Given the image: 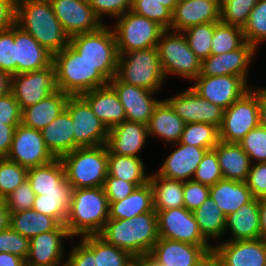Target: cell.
I'll use <instances>...</instances> for the list:
<instances>
[{"mask_svg":"<svg viewBox=\"0 0 266 266\" xmlns=\"http://www.w3.org/2000/svg\"><path fill=\"white\" fill-rule=\"evenodd\" d=\"M15 24L52 54L69 44L70 37L55 16L49 0H16Z\"/></svg>","mask_w":266,"mask_h":266,"instance_id":"6da1fadb","label":"cell"},{"mask_svg":"<svg viewBox=\"0 0 266 266\" xmlns=\"http://www.w3.org/2000/svg\"><path fill=\"white\" fill-rule=\"evenodd\" d=\"M98 235L132 257L149 255L159 239L157 213L145 212L130 219L108 220Z\"/></svg>","mask_w":266,"mask_h":266,"instance_id":"7a4b0ae2","label":"cell"},{"mask_svg":"<svg viewBox=\"0 0 266 266\" xmlns=\"http://www.w3.org/2000/svg\"><path fill=\"white\" fill-rule=\"evenodd\" d=\"M109 220L103 187L73 189L65 227L72 237L97 235Z\"/></svg>","mask_w":266,"mask_h":266,"instance_id":"3957f363","label":"cell"},{"mask_svg":"<svg viewBox=\"0 0 266 266\" xmlns=\"http://www.w3.org/2000/svg\"><path fill=\"white\" fill-rule=\"evenodd\" d=\"M57 89L69 95L105 86L109 81L69 44L53 54Z\"/></svg>","mask_w":266,"mask_h":266,"instance_id":"277c9868","label":"cell"},{"mask_svg":"<svg viewBox=\"0 0 266 266\" xmlns=\"http://www.w3.org/2000/svg\"><path fill=\"white\" fill-rule=\"evenodd\" d=\"M73 189L103 187L108 174V147H79L60 158Z\"/></svg>","mask_w":266,"mask_h":266,"instance_id":"5b68a950","label":"cell"},{"mask_svg":"<svg viewBox=\"0 0 266 266\" xmlns=\"http://www.w3.org/2000/svg\"><path fill=\"white\" fill-rule=\"evenodd\" d=\"M69 45L108 81L116 76L119 57L116 37L106 23L95 31L71 37Z\"/></svg>","mask_w":266,"mask_h":266,"instance_id":"8992f818","label":"cell"},{"mask_svg":"<svg viewBox=\"0 0 266 266\" xmlns=\"http://www.w3.org/2000/svg\"><path fill=\"white\" fill-rule=\"evenodd\" d=\"M116 77L123 83L157 92L166 79L157 48L133 50L119 55Z\"/></svg>","mask_w":266,"mask_h":266,"instance_id":"52a82bcc","label":"cell"},{"mask_svg":"<svg viewBox=\"0 0 266 266\" xmlns=\"http://www.w3.org/2000/svg\"><path fill=\"white\" fill-rule=\"evenodd\" d=\"M170 31L162 32L156 46L164 76L173 74L192 81L200 75L201 60L190 49L183 32Z\"/></svg>","mask_w":266,"mask_h":266,"instance_id":"ba28073f","label":"cell"},{"mask_svg":"<svg viewBox=\"0 0 266 266\" xmlns=\"http://www.w3.org/2000/svg\"><path fill=\"white\" fill-rule=\"evenodd\" d=\"M112 26L116 37L118 55L157 46L165 30L157 22L140 16L131 10L116 18Z\"/></svg>","mask_w":266,"mask_h":266,"instance_id":"9c48e42d","label":"cell"},{"mask_svg":"<svg viewBox=\"0 0 266 266\" xmlns=\"http://www.w3.org/2000/svg\"><path fill=\"white\" fill-rule=\"evenodd\" d=\"M258 125V96L250 89L224 110L219 127L220 141L238 143Z\"/></svg>","mask_w":266,"mask_h":266,"instance_id":"30bf717a","label":"cell"},{"mask_svg":"<svg viewBox=\"0 0 266 266\" xmlns=\"http://www.w3.org/2000/svg\"><path fill=\"white\" fill-rule=\"evenodd\" d=\"M65 109L73 122L75 149L107 144L109 129L81 95H69Z\"/></svg>","mask_w":266,"mask_h":266,"instance_id":"8fae6325","label":"cell"},{"mask_svg":"<svg viewBox=\"0 0 266 266\" xmlns=\"http://www.w3.org/2000/svg\"><path fill=\"white\" fill-rule=\"evenodd\" d=\"M53 63L44 69L11 75L10 92L20 109L34 105L57 91Z\"/></svg>","mask_w":266,"mask_h":266,"instance_id":"7c38bea8","label":"cell"},{"mask_svg":"<svg viewBox=\"0 0 266 266\" xmlns=\"http://www.w3.org/2000/svg\"><path fill=\"white\" fill-rule=\"evenodd\" d=\"M155 212L159 238L198 246H213L202 235L192 211L180 207Z\"/></svg>","mask_w":266,"mask_h":266,"instance_id":"4fadbf2b","label":"cell"},{"mask_svg":"<svg viewBox=\"0 0 266 266\" xmlns=\"http://www.w3.org/2000/svg\"><path fill=\"white\" fill-rule=\"evenodd\" d=\"M6 158L28 169L45 165L56 159L48 150L41 130L22 123L14 131L11 148Z\"/></svg>","mask_w":266,"mask_h":266,"instance_id":"5bb4252c","label":"cell"},{"mask_svg":"<svg viewBox=\"0 0 266 266\" xmlns=\"http://www.w3.org/2000/svg\"><path fill=\"white\" fill-rule=\"evenodd\" d=\"M190 86L200 97L227 109L251 87L242 77L235 75L198 76Z\"/></svg>","mask_w":266,"mask_h":266,"instance_id":"9a60e30c","label":"cell"},{"mask_svg":"<svg viewBox=\"0 0 266 266\" xmlns=\"http://www.w3.org/2000/svg\"><path fill=\"white\" fill-rule=\"evenodd\" d=\"M49 2L70 38L95 31L105 24L96 16L88 0H49Z\"/></svg>","mask_w":266,"mask_h":266,"instance_id":"2e32d148","label":"cell"},{"mask_svg":"<svg viewBox=\"0 0 266 266\" xmlns=\"http://www.w3.org/2000/svg\"><path fill=\"white\" fill-rule=\"evenodd\" d=\"M165 100L186 124L199 122L220 127L222 123L224 109L200 97L191 87Z\"/></svg>","mask_w":266,"mask_h":266,"instance_id":"e0dca14e","label":"cell"},{"mask_svg":"<svg viewBox=\"0 0 266 266\" xmlns=\"http://www.w3.org/2000/svg\"><path fill=\"white\" fill-rule=\"evenodd\" d=\"M64 238H72L65 225L60 224L55 230L36 235L29 239V254L26 266H65L63 262ZM63 262V263H62ZM61 264V265H60Z\"/></svg>","mask_w":266,"mask_h":266,"instance_id":"ac0fdd59","label":"cell"},{"mask_svg":"<svg viewBox=\"0 0 266 266\" xmlns=\"http://www.w3.org/2000/svg\"><path fill=\"white\" fill-rule=\"evenodd\" d=\"M212 248L159 238L149 255L164 266H201Z\"/></svg>","mask_w":266,"mask_h":266,"instance_id":"d6986e66","label":"cell"},{"mask_svg":"<svg viewBox=\"0 0 266 266\" xmlns=\"http://www.w3.org/2000/svg\"><path fill=\"white\" fill-rule=\"evenodd\" d=\"M117 93L124 107L126 120L148 124L155 106L160 100L155 99L146 88L121 82L116 76L108 83Z\"/></svg>","mask_w":266,"mask_h":266,"instance_id":"ffe728a7","label":"cell"},{"mask_svg":"<svg viewBox=\"0 0 266 266\" xmlns=\"http://www.w3.org/2000/svg\"><path fill=\"white\" fill-rule=\"evenodd\" d=\"M257 49L245 42L240 48L223 54H210L201 61L199 76L235 75L248 81L249 66Z\"/></svg>","mask_w":266,"mask_h":266,"instance_id":"44dd1931","label":"cell"},{"mask_svg":"<svg viewBox=\"0 0 266 266\" xmlns=\"http://www.w3.org/2000/svg\"><path fill=\"white\" fill-rule=\"evenodd\" d=\"M212 253L224 266H266V240L222 241Z\"/></svg>","mask_w":266,"mask_h":266,"instance_id":"7402d4cb","label":"cell"},{"mask_svg":"<svg viewBox=\"0 0 266 266\" xmlns=\"http://www.w3.org/2000/svg\"><path fill=\"white\" fill-rule=\"evenodd\" d=\"M220 21V0L178 1L169 30L183 32L189 27Z\"/></svg>","mask_w":266,"mask_h":266,"instance_id":"603a6c76","label":"cell"},{"mask_svg":"<svg viewBox=\"0 0 266 266\" xmlns=\"http://www.w3.org/2000/svg\"><path fill=\"white\" fill-rule=\"evenodd\" d=\"M175 146L177 148L167 156L162 166L155 173L169 179L192 180L199 163L209 149L180 142L176 143Z\"/></svg>","mask_w":266,"mask_h":266,"instance_id":"cb8c5ba5","label":"cell"},{"mask_svg":"<svg viewBox=\"0 0 266 266\" xmlns=\"http://www.w3.org/2000/svg\"><path fill=\"white\" fill-rule=\"evenodd\" d=\"M148 136L147 125L140 122L123 121L109 129L107 147L112 154L140 157Z\"/></svg>","mask_w":266,"mask_h":266,"instance_id":"d4e9b609","label":"cell"},{"mask_svg":"<svg viewBox=\"0 0 266 266\" xmlns=\"http://www.w3.org/2000/svg\"><path fill=\"white\" fill-rule=\"evenodd\" d=\"M14 42L17 74L44 69L52 64L53 54L17 24H14Z\"/></svg>","mask_w":266,"mask_h":266,"instance_id":"484cf974","label":"cell"},{"mask_svg":"<svg viewBox=\"0 0 266 266\" xmlns=\"http://www.w3.org/2000/svg\"><path fill=\"white\" fill-rule=\"evenodd\" d=\"M81 96L108 129L126 121L124 107L116 91L109 84L84 92Z\"/></svg>","mask_w":266,"mask_h":266,"instance_id":"4316f807","label":"cell"},{"mask_svg":"<svg viewBox=\"0 0 266 266\" xmlns=\"http://www.w3.org/2000/svg\"><path fill=\"white\" fill-rule=\"evenodd\" d=\"M232 237L227 241H246L261 238L259 199L252 198L225 219V232Z\"/></svg>","mask_w":266,"mask_h":266,"instance_id":"83f0119b","label":"cell"},{"mask_svg":"<svg viewBox=\"0 0 266 266\" xmlns=\"http://www.w3.org/2000/svg\"><path fill=\"white\" fill-rule=\"evenodd\" d=\"M185 124L171 105L163 99L155 106L147 124L148 136H159L162 141L174 145L180 141Z\"/></svg>","mask_w":266,"mask_h":266,"instance_id":"f1b7e54d","label":"cell"},{"mask_svg":"<svg viewBox=\"0 0 266 266\" xmlns=\"http://www.w3.org/2000/svg\"><path fill=\"white\" fill-rule=\"evenodd\" d=\"M69 94L55 91L34 105L22 109L21 123L36 130L49 125L64 109Z\"/></svg>","mask_w":266,"mask_h":266,"instance_id":"f546056e","label":"cell"},{"mask_svg":"<svg viewBox=\"0 0 266 266\" xmlns=\"http://www.w3.org/2000/svg\"><path fill=\"white\" fill-rule=\"evenodd\" d=\"M73 132V122L66 109L41 130L45 144L55 158H61L75 149Z\"/></svg>","mask_w":266,"mask_h":266,"instance_id":"4dcf8cb0","label":"cell"},{"mask_svg":"<svg viewBox=\"0 0 266 266\" xmlns=\"http://www.w3.org/2000/svg\"><path fill=\"white\" fill-rule=\"evenodd\" d=\"M223 179L246 181L252 162L239 143L220 141L214 148Z\"/></svg>","mask_w":266,"mask_h":266,"instance_id":"1f68e13d","label":"cell"},{"mask_svg":"<svg viewBox=\"0 0 266 266\" xmlns=\"http://www.w3.org/2000/svg\"><path fill=\"white\" fill-rule=\"evenodd\" d=\"M209 197L218 205L225 216L236 212L243 204L248 203L253 198L246 181L227 179H222L210 186Z\"/></svg>","mask_w":266,"mask_h":266,"instance_id":"d6a6232c","label":"cell"},{"mask_svg":"<svg viewBox=\"0 0 266 266\" xmlns=\"http://www.w3.org/2000/svg\"><path fill=\"white\" fill-rule=\"evenodd\" d=\"M109 203V220L130 219L145 212H155L153 190L149 182L136 187L125 199Z\"/></svg>","mask_w":266,"mask_h":266,"instance_id":"836d02e7","label":"cell"},{"mask_svg":"<svg viewBox=\"0 0 266 266\" xmlns=\"http://www.w3.org/2000/svg\"><path fill=\"white\" fill-rule=\"evenodd\" d=\"M27 180L36 196L45 192L60 191V188H72L65 177L60 158L42 166L29 168Z\"/></svg>","mask_w":266,"mask_h":266,"instance_id":"e575fe53","label":"cell"},{"mask_svg":"<svg viewBox=\"0 0 266 266\" xmlns=\"http://www.w3.org/2000/svg\"><path fill=\"white\" fill-rule=\"evenodd\" d=\"M155 211L184 207L183 181L149 174Z\"/></svg>","mask_w":266,"mask_h":266,"instance_id":"d590c367","label":"cell"},{"mask_svg":"<svg viewBox=\"0 0 266 266\" xmlns=\"http://www.w3.org/2000/svg\"><path fill=\"white\" fill-rule=\"evenodd\" d=\"M60 224L48 215L33 209L10 213V228L23 237H32L55 230Z\"/></svg>","mask_w":266,"mask_h":266,"instance_id":"8d00e7d4","label":"cell"},{"mask_svg":"<svg viewBox=\"0 0 266 266\" xmlns=\"http://www.w3.org/2000/svg\"><path fill=\"white\" fill-rule=\"evenodd\" d=\"M146 173L140 157L116 155L108 150V175L139 187L149 182L150 175Z\"/></svg>","mask_w":266,"mask_h":266,"instance_id":"74e56055","label":"cell"},{"mask_svg":"<svg viewBox=\"0 0 266 266\" xmlns=\"http://www.w3.org/2000/svg\"><path fill=\"white\" fill-rule=\"evenodd\" d=\"M73 188H60V191L45 192L37 195L32 209L53 217L59 224L65 225L69 211Z\"/></svg>","mask_w":266,"mask_h":266,"instance_id":"f35d334b","label":"cell"},{"mask_svg":"<svg viewBox=\"0 0 266 266\" xmlns=\"http://www.w3.org/2000/svg\"><path fill=\"white\" fill-rule=\"evenodd\" d=\"M202 235L209 240H219L225 234L226 216L209 197L199 208L193 211Z\"/></svg>","mask_w":266,"mask_h":266,"instance_id":"ab89813d","label":"cell"},{"mask_svg":"<svg viewBox=\"0 0 266 266\" xmlns=\"http://www.w3.org/2000/svg\"><path fill=\"white\" fill-rule=\"evenodd\" d=\"M179 142L195 147L213 149L220 142L219 127L207 123H187Z\"/></svg>","mask_w":266,"mask_h":266,"instance_id":"60d3db41","label":"cell"},{"mask_svg":"<svg viewBox=\"0 0 266 266\" xmlns=\"http://www.w3.org/2000/svg\"><path fill=\"white\" fill-rule=\"evenodd\" d=\"M245 42L241 27L218 21L214 27L211 54L217 55L234 51Z\"/></svg>","mask_w":266,"mask_h":266,"instance_id":"b9f144b4","label":"cell"},{"mask_svg":"<svg viewBox=\"0 0 266 266\" xmlns=\"http://www.w3.org/2000/svg\"><path fill=\"white\" fill-rule=\"evenodd\" d=\"M245 41L256 49L266 41V0H259L242 27Z\"/></svg>","mask_w":266,"mask_h":266,"instance_id":"7bdbcfd3","label":"cell"},{"mask_svg":"<svg viewBox=\"0 0 266 266\" xmlns=\"http://www.w3.org/2000/svg\"><path fill=\"white\" fill-rule=\"evenodd\" d=\"M216 22L199 24L183 31L190 49L202 61L211 54L212 38Z\"/></svg>","mask_w":266,"mask_h":266,"instance_id":"ee69618b","label":"cell"},{"mask_svg":"<svg viewBox=\"0 0 266 266\" xmlns=\"http://www.w3.org/2000/svg\"><path fill=\"white\" fill-rule=\"evenodd\" d=\"M28 168L6 157L0 160V196L4 199L27 180Z\"/></svg>","mask_w":266,"mask_h":266,"instance_id":"f6af8a7d","label":"cell"},{"mask_svg":"<svg viewBox=\"0 0 266 266\" xmlns=\"http://www.w3.org/2000/svg\"><path fill=\"white\" fill-rule=\"evenodd\" d=\"M259 0H220V21L243 27Z\"/></svg>","mask_w":266,"mask_h":266,"instance_id":"bcb514c9","label":"cell"},{"mask_svg":"<svg viewBox=\"0 0 266 266\" xmlns=\"http://www.w3.org/2000/svg\"><path fill=\"white\" fill-rule=\"evenodd\" d=\"M95 258L97 266H126L133 257L128 252L107 243L97 234L95 235Z\"/></svg>","mask_w":266,"mask_h":266,"instance_id":"7dc6e473","label":"cell"},{"mask_svg":"<svg viewBox=\"0 0 266 266\" xmlns=\"http://www.w3.org/2000/svg\"><path fill=\"white\" fill-rule=\"evenodd\" d=\"M131 11L157 22L165 30L171 27L172 11L159 0H133Z\"/></svg>","mask_w":266,"mask_h":266,"instance_id":"c3c4849f","label":"cell"},{"mask_svg":"<svg viewBox=\"0 0 266 266\" xmlns=\"http://www.w3.org/2000/svg\"><path fill=\"white\" fill-rule=\"evenodd\" d=\"M253 163L266 162V128L258 125L238 142Z\"/></svg>","mask_w":266,"mask_h":266,"instance_id":"681fc988","label":"cell"},{"mask_svg":"<svg viewBox=\"0 0 266 266\" xmlns=\"http://www.w3.org/2000/svg\"><path fill=\"white\" fill-rule=\"evenodd\" d=\"M222 179L223 175L216 151L209 149L199 163L192 180L207 186H212Z\"/></svg>","mask_w":266,"mask_h":266,"instance_id":"f907efd6","label":"cell"},{"mask_svg":"<svg viewBox=\"0 0 266 266\" xmlns=\"http://www.w3.org/2000/svg\"><path fill=\"white\" fill-rule=\"evenodd\" d=\"M65 266H97L95 258V235H85L72 246L65 260Z\"/></svg>","mask_w":266,"mask_h":266,"instance_id":"816d5d0a","label":"cell"},{"mask_svg":"<svg viewBox=\"0 0 266 266\" xmlns=\"http://www.w3.org/2000/svg\"><path fill=\"white\" fill-rule=\"evenodd\" d=\"M0 70L10 76L17 74L14 25L10 29L0 32Z\"/></svg>","mask_w":266,"mask_h":266,"instance_id":"f5cc1de1","label":"cell"},{"mask_svg":"<svg viewBox=\"0 0 266 266\" xmlns=\"http://www.w3.org/2000/svg\"><path fill=\"white\" fill-rule=\"evenodd\" d=\"M35 199L36 195L31 188L30 182L25 180L3 201L10 213H14L32 209Z\"/></svg>","mask_w":266,"mask_h":266,"instance_id":"db71d44e","label":"cell"},{"mask_svg":"<svg viewBox=\"0 0 266 266\" xmlns=\"http://www.w3.org/2000/svg\"><path fill=\"white\" fill-rule=\"evenodd\" d=\"M29 239L10 227L0 231V253L15 254L26 260L29 254Z\"/></svg>","mask_w":266,"mask_h":266,"instance_id":"11a10c76","label":"cell"},{"mask_svg":"<svg viewBox=\"0 0 266 266\" xmlns=\"http://www.w3.org/2000/svg\"><path fill=\"white\" fill-rule=\"evenodd\" d=\"M96 16L103 21L104 16L118 18L131 10L133 0H88Z\"/></svg>","mask_w":266,"mask_h":266,"instance_id":"9f6ffc18","label":"cell"},{"mask_svg":"<svg viewBox=\"0 0 266 266\" xmlns=\"http://www.w3.org/2000/svg\"><path fill=\"white\" fill-rule=\"evenodd\" d=\"M184 207L189 211L199 208L210 195V186L193 180L183 181Z\"/></svg>","mask_w":266,"mask_h":266,"instance_id":"6f0895ef","label":"cell"},{"mask_svg":"<svg viewBox=\"0 0 266 266\" xmlns=\"http://www.w3.org/2000/svg\"><path fill=\"white\" fill-rule=\"evenodd\" d=\"M246 183L253 198L266 197V162L251 165Z\"/></svg>","mask_w":266,"mask_h":266,"instance_id":"680465c9","label":"cell"},{"mask_svg":"<svg viewBox=\"0 0 266 266\" xmlns=\"http://www.w3.org/2000/svg\"><path fill=\"white\" fill-rule=\"evenodd\" d=\"M21 113L22 110L10 91L0 96V123L18 127L21 124Z\"/></svg>","mask_w":266,"mask_h":266,"instance_id":"91938a15","label":"cell"},{"mask_svg":"<svg viewBox=\"0 0 266 266\" xmlns=\"http://www.w3.org/2000/svg\"><path fill=\"white\" fill-rule=\"evenodd\" d=\"M103 188L108 202H118L129 196L136 186L107 174Z\"/></svg>","mask_w":266,"mask_h":266,"instance_id":"94428289","label":"cell"},{"mask_svg":"<svg viewBox=\"0 0 266 266\" xmlns=\"http://www.w3.org/2000/svg\"><path fill=\"white\" fill-rule=\"evenodd\" d=\"M16 0H0V32L15 24Z\"/></svg>","mask_w":266,"mask_h":266,"instance_id":"6125c7cd","label":"cell"},{"mask_svg":"<svg viewBox=\"0 0 266 266\" xmlns=\"http://www.w3.org/2000/svg\"><path fill=\"white\" fill-rule=\"evenodd\" d=\"M15 125L0 123V156L6 157L10 151Z\"/></svg>","mask_w":266,"mask_h":266,"instance_id":"be15d7a7","label":"cell"},{"mask_svg":"<svg viewBox=\"0 0 266 266\" xmlns=\"http://www.w3.org/2000/svg\"><path fill=\"white\" fill-rule=\"evenodd\" d=\"M251 89L258 96L259 125L266 128V88L251 87Z\"/></svg>","mask_w":266,"mask_h":266,"instance_id":"e7e4bbea","label":"cell"},{"mask_svg":"<svg viewBox=\"0 0 266 266\" xmlns=\"http://www.w3.org/2000/svg\"><path fill=\"white\" fill-rule=\"evenodd\" d=\"M0 266H26V265H25V260L15 254L0 253Z\"/></svg>","mask_w":266,"mask_h":266,"instance_id":"03108f58","label":"cell"},{"mask_svg":"<svg viewBox=\"0 0 266 266\" xmlns=\"http://www.w3.org/2000/svg\"><path fill=\"white\" fill-rule=\"evenodd\" d=\"M261 238L266 240V197L259 199Z\"/></svg>","mask_w":266,"mask_h":266,"instance_id":"003e7915","label":"cell"},{"mask_svg":"<svg viewBox=\"0 0 266 266\" xmlns=\"http://www.w3.org/2000/svg\"><path fill=\"white\" fill-rule=\"evenodd\" d=\"M10 227V211L6 208L4 202L0 205V231Z\"/></svg>","mask_w":266,"mask_h":266,"instance_id":"a7ac6f4b","label":"cell"},{"mask_svg":"<svg viewBox=\"0 0 266 266\" xmlns=\"http://www.w3.org/2000/svg\"><path fill=\"white\" fill-rule=\"evenodd\" d=\"M10 78L9 74L0 70V96L10 91Z\"/></svg>","mask_w":266,"mask_h":266,"instance_id":"89a4df30","label":"cell"},{"mask_svg":"<svg viewBox=\"0 0 266 266\" xmlns=\"http://www.w3.org/2000/svg\"><path fill=\"white\" fill-rule=\"evenodd\" d=\"M137 266H154V259L150 255L137 257Z\"/></svg>","mask_w":266,"mask_h":266,"instance_id":"2644e50d","label":"cell"},{"mask_svg":"<svg viewBox=\"0 0 266 266\" xmlns=\"http://www.w3.org/2000/svg\"><path fill=\"white\" fill-rule=\"evenodd\" d=\"M207 266H224V265L213 253H210L207 256Z\"/></svg>","mask_w":266,"mask_h":266,"instance_id":"8c879c8a","label":"cell"},{"mask_svg":"<svg viewBox=\"0 0 266 266\" xmlns=\"http://www.w3.org/2000/svg\"><path fill=\"white\" fill-rule=\"evenodd\" d=\"M162 5L169 8L172 12L175 9L176 4L178 3V0H159Z\"/></svg>","mask_w":266,"mask_h":266,"instance_id":"753ad0ef","label":"cell"},{"mask_svg":"<svg viewBox=\"0 0 266 266\" xmlns=\"http://www.w3.org/2000/svg\"><path fill=\"white\" fill-rule=\"evenodd\" d=\"M126 266H137V257H133Z\"/></svg>","mask_w":266,"mask_h":266,"instance_id":"34e18365","label":"cell"},{"mask_svg":"<svg viewBox=\"0 0 266 266\" xmlns=\"http://www.w3.org/2000/svg\"><path fill=\"white\" fill-rule=\"evenodd\" d=\"M201 266H207V257L205 258L204 263Z\"/></svg>","mask_w":266,"mask_h":266,"instance_id":"11e5206c","label":"cell"},{"mask_svg":"<svg viewBox=\"0 0 266 266\" xmlns=\"http://www.w3.org/2000/svg\"><path fill=\"white\" fill-rule=\"evenodd\" d=\"M154 266H164V265H160L154 260Z\"/></svg>","mask_w":266,"mask_h":266,"instance_id":"2a66077c","label":"cell"},{"mask_svg":"<svg viewBox=\"0 0 266 266\" xmlns=\"http://www.w3.org/2000/svg\"><path fill=\"white\" fill-rule=\"evenodd\" d=\"M3 198L0 196V205L3 203Z\"/></svg>","mask_w":266,"mask_h":266,"instance_id":"b9fcfbb0","label":"cell"}]
</instances>
